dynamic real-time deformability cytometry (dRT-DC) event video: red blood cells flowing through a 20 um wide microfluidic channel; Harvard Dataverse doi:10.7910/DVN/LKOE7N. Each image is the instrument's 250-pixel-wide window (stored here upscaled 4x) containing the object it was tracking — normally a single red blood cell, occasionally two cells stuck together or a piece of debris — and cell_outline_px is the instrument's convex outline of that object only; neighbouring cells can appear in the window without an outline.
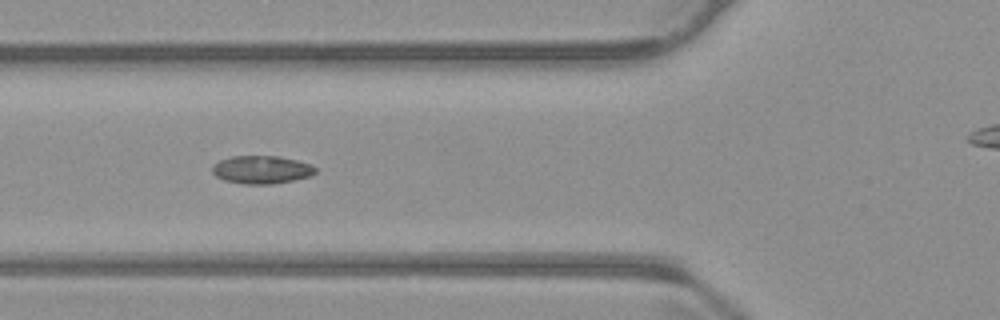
{"species": "common noctule bat (a hibernating species)", "species_latin": "Nyctalus noctula", "temperature_condition": "warm", "stored_images_in_passage": 27, "camera_frame_rate_fps": 3000, "um_per_image_px": 0.085, "animal": {"sex": "male", "body_mass_g": 23.1, "forearm_length_mm": 52.7}, "frame": {"image": 1, "passage_image": 8, "time_ms": 2.333, "image_size_px": [1000, 320], "cell_outline_px": [[316, 172], [312, 176], [272, 184], [244, 184], [224, 180], [216, 176], [212, 172], [212, 168], [220, 160], [232, 156], [280, 156], [312, 164], [316, 168]], "centroid_in_image_um": [22.27, 14.42], "position_along_channel_um": 103.5, "area_um2": 16.82}}
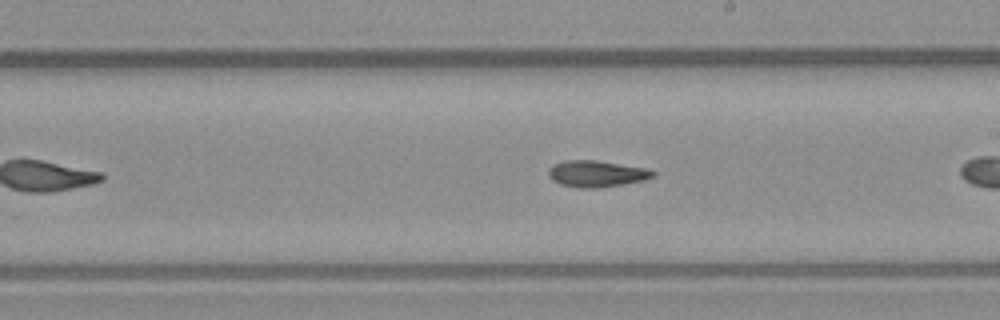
{"frame": {"image": 2, "passage_image": 16, "time_ms": 5.0, "image_size_px": [1000, 320], "cell_outline_px": [[656, 176], [644, 180], [600, 188], [576, 188], [560, 184], [552, 180], [548, 176], [548, 168], [552, 164], [564, 160], [596, 160], [648, 168], [656, 172]], "centroid_in_image_um": [50.69, 14.76], "position_along_channel_um": 238.3, "area_um2": 16.42}}